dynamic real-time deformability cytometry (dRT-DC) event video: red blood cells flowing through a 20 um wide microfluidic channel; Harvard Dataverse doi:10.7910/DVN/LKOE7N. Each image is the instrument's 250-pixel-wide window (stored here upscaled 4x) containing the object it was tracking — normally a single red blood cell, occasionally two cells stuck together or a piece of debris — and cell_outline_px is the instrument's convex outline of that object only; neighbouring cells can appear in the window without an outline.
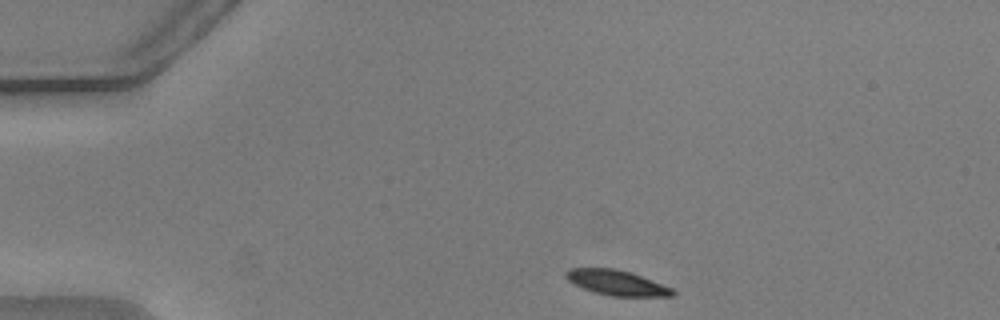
{"species": "common noctule bat (a hibernating species)", "species_latin": "Nyctalus noctula", "temperature_condition": "warm", "stored_images_in_passage": 45, "camera_frame_rate_fps": 3000, "um_per_image_px": 0.085, "animal": {"sex": "male", "body_mass_g": 20.5, "forearm_length_mm": 52.5}, "frame": {"image": 1, "passage_image": 1, "time_ms": 0.0, "image_size_px": [1000, 320], "cell_outline_px": [[676, 296], [612, 296], [596, 292], [584, 288], [568, 280], [564, 276], [564, 272], [568, 268], [616, 268], [632, 272], [672, 288], [676, 292]], "centroid_in_image_um": [52.44, 24.01], "position_along_channel_um": 32.6, "area_um2": 15.61}}
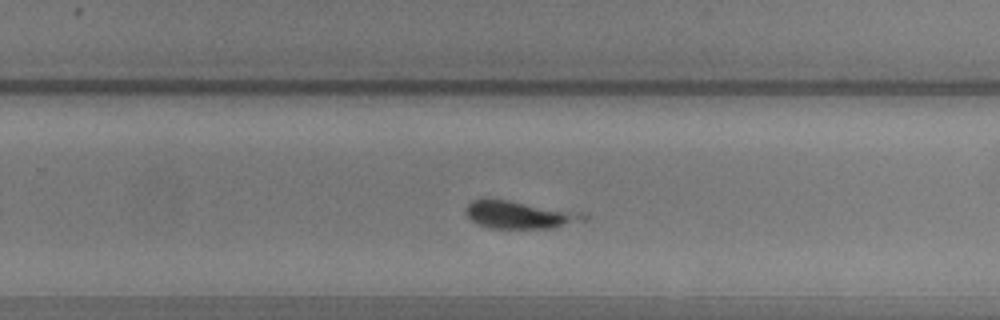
{"frame": {"image": 2, "passage_image": 26, "time_ms": 8.333, "image_size_px": [1000, 320], "cell_outline_px": [[588, 220], [552, 228], [492, 228], [480, 224], [472, 220], [464, 212], [468, 204], [472, 200], [480, 196], [484, 196], [584, 212], [588, 216]], "centroid_in_image_um": [44.17, 18.22], "position_along_channel_um": 285.6, "area_um2": 19.48}}
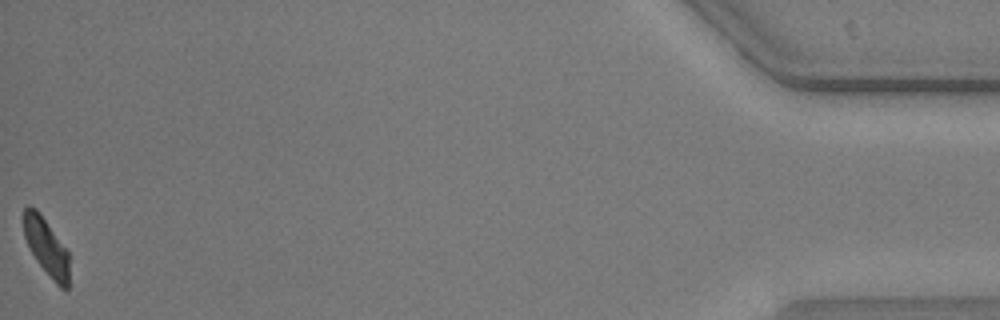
{"frame": {"image": 3, "passage_image": 45, "time_ms": 14.667, "image_size_px": [1000, 320], "cell_outline_px": [[68, 288], [60, 288], [56, 284], [36, 260], [24, 236], [24, 208], [28, 204], [36, 208], [68, 252]], "centroid_in_image_um": [3.92, 20.97], "position_along_channel_um": 431.3, "area_um2": 14.68}, "authors_computed_cell_mechanics": {"area_um2": 17.5712, "velocity_mm_per_s": 3.7359, "shape_relaxation_time_tau1_ms": 4.0295, "shape_relaxation_time_tau2_ms": 11.1128, "deformation_change_tau1": 0.0971, "deformation_change_tau2": 0.2293}}